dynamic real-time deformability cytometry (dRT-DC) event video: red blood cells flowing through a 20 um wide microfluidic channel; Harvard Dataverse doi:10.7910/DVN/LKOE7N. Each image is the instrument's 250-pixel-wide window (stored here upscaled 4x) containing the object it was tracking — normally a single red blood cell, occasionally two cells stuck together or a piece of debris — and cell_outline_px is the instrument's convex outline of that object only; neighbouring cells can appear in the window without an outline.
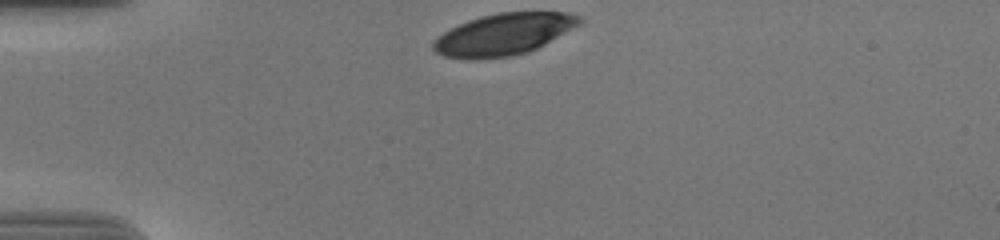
{"species": "human", "species_latin": "Homo sapiens", "temperature_condition": "cold", "stored_images_in_passage": 33, "camera_frame_rate_fps": 3000, "um_per_image_px": 0.085, "donor": {"sex": "male"}, "frame": {"image": 1, "passage_image": 1, "time_ms": 0.0, "image_size_px": [1000, 240], "cell_outline_px": [[584, 20], [580, 24], [544, 44], [528, 52], [512, 56], [476, 60], [472, 60], [444, 56], [436, 52], [432, 48], [432, 40], [444, 32], [468, 20], [480, 16], [500, 12], [564, 12], [584, 16]], "centroid_in_image_um": [42.8, 2.92], "position_along_channel_um": 42.2, "area_um2": 35.6}}
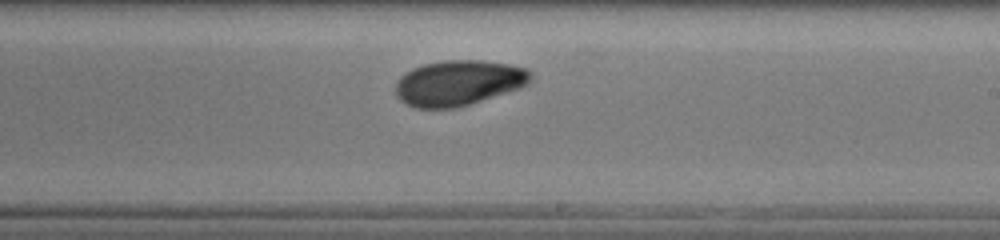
{"frame": {"image": 2, "passage_image": 21, "time_ms": 6.667, "image_size_px": [1000, 240], "cell_outline_px": [[532, 76], [528, 84], [520, 88], [508, 92], [456, 108], [416, 108], [404, 104], [396, 96], [396, 80], [400, 76], [412, 68], [424, 64], [444, 60], [480, 60], [508, 64], [524, 68], [532, 72]], "centroid_in_image_um": [38.95, 7.05], "position_along_channel_um": 250.1, "area_um2": 35.84}}
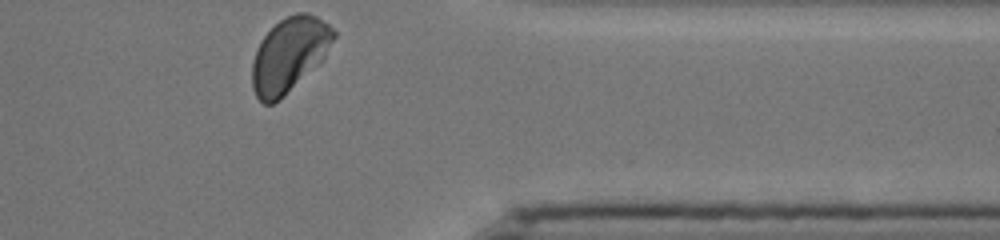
{"frame": {"image": 3, "passage_image": 33, "time_ms": 10.667, "image_size_px": [1000, 240], "cell_outline_px": [[336, 36], [324, 56], [280, 100], [272, 104], [264, 104], [256, 96], [252, 88], [252, 64], [256, 48], [264, 36], [284, 16], [296, 12], [308, 12], [316, 16], [328, 24], [336, 32]], "centroid_in_image_um": [24.56, 4.63], "position_along_channel_um": 386.8, "area_um2": 34.91}, "authors_computed_cell_mechanics": {"area_um2": 36.3562, "velocity_mm_per_s": 3.6705, "shape_relaxation_time_tau1_ms": 3.1519, "shape_relaxation_time_tau2_ms": 3.3479, "deformation_change_tau1": 0.1143, "deformation_change_tau2": 0.0657}}